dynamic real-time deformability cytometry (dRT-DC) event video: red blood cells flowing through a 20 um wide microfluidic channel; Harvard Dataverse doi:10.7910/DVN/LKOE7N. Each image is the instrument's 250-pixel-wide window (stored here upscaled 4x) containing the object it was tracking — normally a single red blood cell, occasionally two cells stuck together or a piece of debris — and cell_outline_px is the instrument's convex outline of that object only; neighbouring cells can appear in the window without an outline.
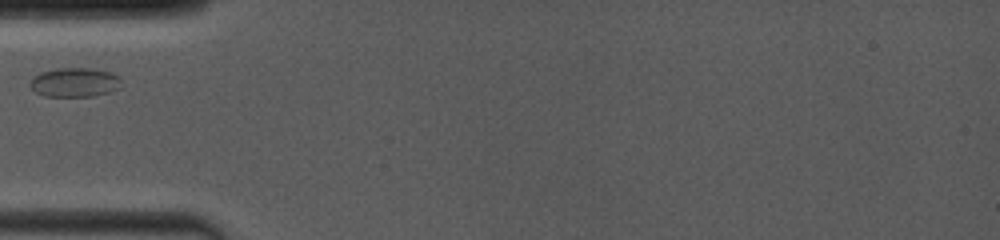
{"species": "common noctule bat (a hibernating species)", "species_latin": "Nyctalus noctula", "temperature_condition": "room temperature", "stored_images_in_passage": 30, "camera_frame_rate_fps": 4000, "um_per_image_px": 0.085, "animal": {"sex": "female", "body_mass_g": 19.0, "forearm_length_mm": 53.3}, "frame": {"image": 1, "passage_image": 1, "time_ms": 0.0, "image_size_px": [1000, 240], "cell_outline_px": [[120, 88], [112, 92], [92, 96], [44, 96], [36, 92], [28, 84], [32, 76], [40, 72], [56, 68], [92, 68], [108, 72], [120, 76]], "centroid_in_image_um": [6.33, 6.99], "position_along_channel_um": 78.7, "area_um2": 15.72}}
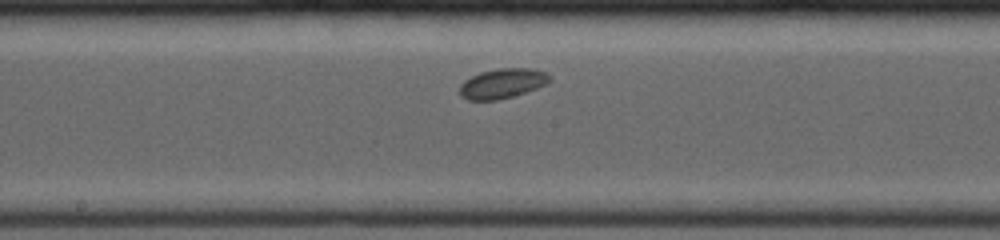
{"frame": {"image": 2, "passage_image": 13, "time_ms": 3.25, "image_size_px": [1000, 240], "cell_outline_px": [[552, 80], [536, 88], [512, 96], [496, 100], [468, 100], [460, 96], [460, 84], [464, 80], [480, 72], [500, 68], [532, 68], [544, 72], [552, 76]], "centroid_in_image_um": [42.69, 7.08], "position_along_channel_um": 205.5, "area_um2": 15.55}}
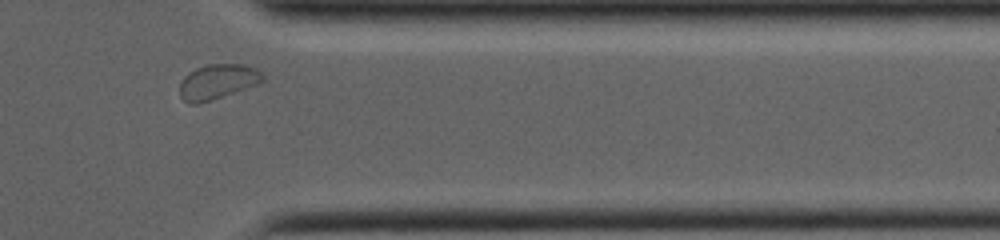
{"frame": {"image": 3, "passage_image": 26, "time_ms": 8.0, "image_size_px": [1000, 240], "cell_outline_px": [[264, 80], [260, 84], [200, 104], [188, 104], [180, 96], [180, 84], [184, 76], [196, 68], [208, 64], [244, 64], [256, 68], [264, 76]], "centroid_in_image_um": [18.51, 6.95], "position_along_channel_um": 392.9, "area_um2": 17.11}}